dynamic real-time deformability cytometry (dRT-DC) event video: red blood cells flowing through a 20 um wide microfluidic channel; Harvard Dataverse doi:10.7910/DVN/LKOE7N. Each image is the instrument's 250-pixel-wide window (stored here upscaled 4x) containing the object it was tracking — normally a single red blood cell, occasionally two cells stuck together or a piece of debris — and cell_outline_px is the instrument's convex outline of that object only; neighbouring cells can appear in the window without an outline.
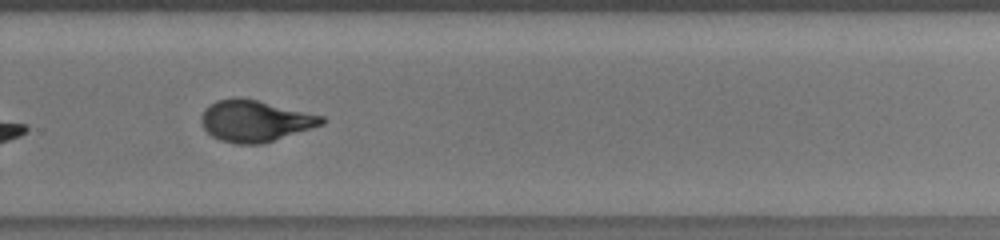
{"species": "human", "species_latin": "Homo sapiens", "temperature_condition": "room temperature", "stored_images_in_passage": 14, "camera_frame_rate_fps": 3000, "um_per_image_px": 0.085, "donor": {"sex": "male"}, "frame": {"image": 1, "passage_image": 10, "time_ms": 10.333, "image_size_px": [1000, 240], "cell_outline_px": [[328, 120], [324, 124], [264, 144], [236, 144], [220, 140], [212, 136], [204, 128], [200, 120], [200, 116], [204, 108], [216, 100], [256, 100], [324, 116]], "centroid_in_image_um": [21.7, 10.32], "position_along_channel_um": 308.1, "area_um2": 28.73}, "authors_computed_cell_mechanics": {"area_um2": 29.0445, "velocity_mm_per_s": 3.8134, "shape_relaxation_time_tau1_ms": null, "shape_relaxation_time_tau2_ms": 1.2148, "deformation_change_tau1": null, "deformation_change_tau2": 0.048}}